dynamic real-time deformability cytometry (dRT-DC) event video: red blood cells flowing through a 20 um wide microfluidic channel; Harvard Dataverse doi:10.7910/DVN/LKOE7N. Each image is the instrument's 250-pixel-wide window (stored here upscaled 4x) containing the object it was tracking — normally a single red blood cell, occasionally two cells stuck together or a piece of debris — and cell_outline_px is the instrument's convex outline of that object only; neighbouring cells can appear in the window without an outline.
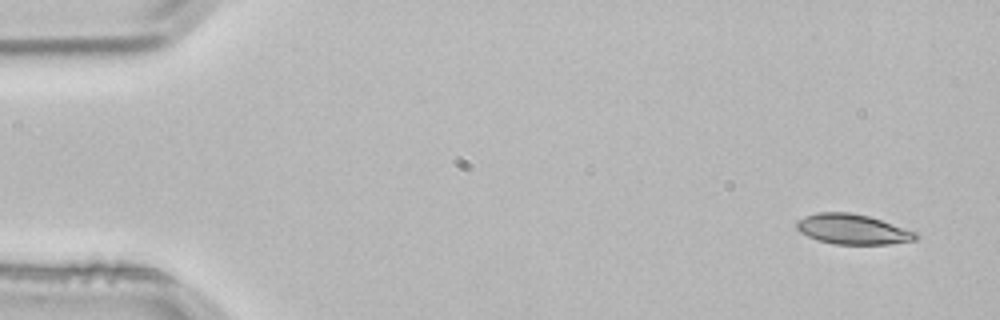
{"species": "common noctule bat (a hibernating species)", "species_latin": "Nyctalus noctula", "temperature_condition": "room temperature", "stored_images_in_passage": 3, "camera_frame_rate_fps": 3000, "um_per_image_px": 0.085, "animal": {"sex": "male", "body_mass_g": 21.5, "forearm_length_mm": 52.0}, "frame": {"image": 1, "passage_image": 1, "time_ms": 0.0, "image_size_px": [1000, 320], "cell_outline_px": [[920, 236], [916, 240], [888, 244], [832, 244], [808, 236], [800, 232], [796, 228], [796, 220], [804, 216], [816, 212], [848, 212], [868, 216], [916, 232]], "centroid_in_image_um": [72.44, 19.48], "position_along_channel_um": 12.6, "area_um2": 20.81}}
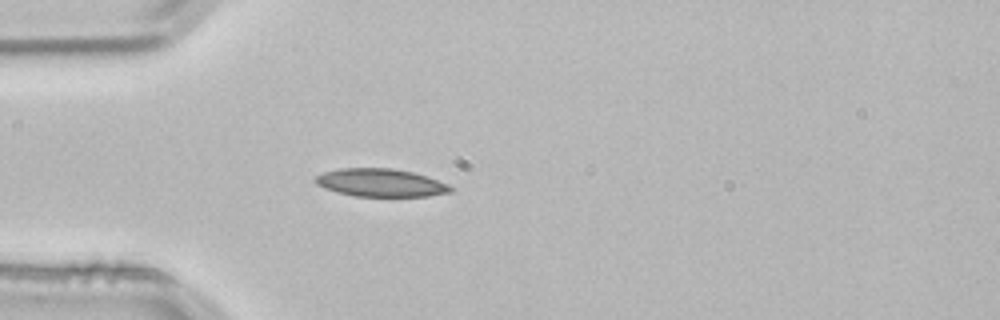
{"frame": {"image": 2, "passage_image": 3, "time_ms": 0.667, "image_size_px": [1000, 320], "cell_outline_px": [[452, 192], [428, 196], [356, 196], [324, 188], [316, 184], [312, 180], [316, 176], [324, 172], [340, 168], [392, 168], [412, 172], [448, 184], [452, 188]], "centroid_in_image_um": [32.33, 15.53], "position_along_channel_um": 52.7, "area_um2": 21.79}}